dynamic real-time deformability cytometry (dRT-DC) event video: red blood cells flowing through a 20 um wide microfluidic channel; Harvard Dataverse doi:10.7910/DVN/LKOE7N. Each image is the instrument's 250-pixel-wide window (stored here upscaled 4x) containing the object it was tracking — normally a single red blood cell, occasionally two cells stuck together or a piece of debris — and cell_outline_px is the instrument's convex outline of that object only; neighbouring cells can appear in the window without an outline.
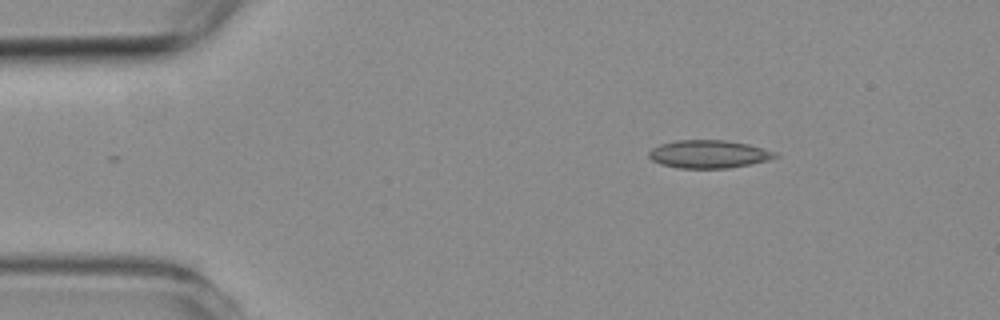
{"species": "common noctule bat (a hibernating species)", "species_latin": "Nyctalus noctula", "temperature_condition": "room temperature", "stored_images_in_passage": 2, "camera_frame_rate_fps": 3000, "um_per_image_px": 0.085, "animal": {"sex": "female", "body_mass_g": 19.3, "forearm_length_mm": 54.1}, "frame": {"image": 1, "passage_image": 2, "time_ms": 1.0, "image_size_px": [1000, 320], "cell_outline_px": [[780, 156], [768, 160], [752, 164], [728, 168], [676, 168], [660, 164], [652, 160], [648, 156], [648, 152], [652, 148], [660, 144], [676, 140], [724, 140], [748, 144], [780, 152]], "centroid_in_image_um": [60.28, 13.1], "position_along_channel_um": 24.7, "area_um2": 20.87}}